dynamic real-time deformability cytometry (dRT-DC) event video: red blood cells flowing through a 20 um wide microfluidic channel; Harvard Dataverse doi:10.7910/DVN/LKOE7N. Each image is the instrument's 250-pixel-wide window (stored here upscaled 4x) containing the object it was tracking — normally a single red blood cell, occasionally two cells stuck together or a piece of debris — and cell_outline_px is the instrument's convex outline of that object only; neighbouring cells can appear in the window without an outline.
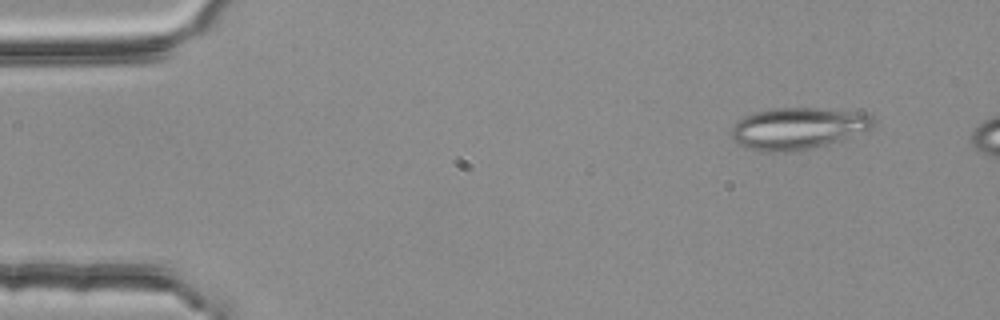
{"species": "common noctule bat (a hibernating species)", "species_latin": "Nyctalus noctula", "temperature_condition": "room temperature", "stored_images_in_passage": 4, "camera_frame_rate_fps": 3000, "um_per_image_px": 0.085, "animal": {"sex": "female", "body_mass_g": 25.1}, "frame": {"image": 1, "passage_image": 4, "time_ms": 1.0, "image_size_px": [1000, 320], "cell_outline_px": [[876, 124], [872, 128], [864, 132], [812, 148], [784, 152], [760, 152], [748, 148], [732, 140], [732, 128], [744, 116], [756, 112], [776, 108], [820, 108], [864, 112], [872, 116], [876, 120]], "centroid_in_image_um": [67.86, 10.9], "position_along_channel_um": 17.1, "area_um2": 34.45}}